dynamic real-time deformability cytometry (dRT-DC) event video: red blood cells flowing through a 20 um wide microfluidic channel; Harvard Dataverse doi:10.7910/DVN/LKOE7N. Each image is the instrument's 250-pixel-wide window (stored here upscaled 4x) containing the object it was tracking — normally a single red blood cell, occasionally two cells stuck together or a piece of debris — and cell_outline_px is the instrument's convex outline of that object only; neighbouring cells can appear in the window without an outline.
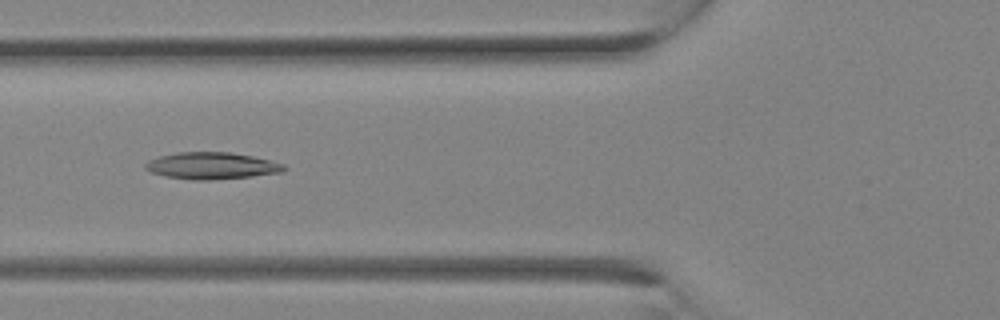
{"species": "Egyptian fruit bat (a non-hibernating species)", "species_latin": "Rousettus aegyptiacus", "temperature_condition": "room temperature", "stored_images_in_passage": 8, "camera_frame_rate_fps": 3000, "um_per_image_px": 0.085, "animal": {"sex": "female"}, "frame": {"image": 1, "passage_image": 5, "time_ms": 1.333, "image_size_px": [1000, 320], "cell_outline_px": [[288, 168], [284, 172], [252, 176], [208, 180], [192, 180], [164, 176], [152, 172], [144, 168], [144, 164], [148, 160], [160, 156], [176, 152], [228, 152], [252, 156], [284, 164]], "centroid_in_image_um": [17.98, 14.09], "position_along_channel_um": 107.8, "area_um2": 21.68}}
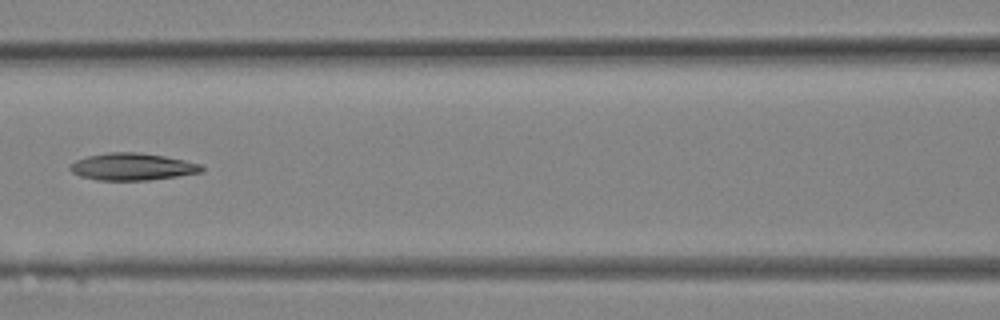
{"frame": {"image": 2, "passage_image": 7, "time_ms": 2.0, "image_size_px": [1000, 320], "cell_outline_px": [[204, 172], [148, 180], [96, 180], [80, 176], [72, 172], [68, 168], [76, 160], [88, 156], [108, 152], [136, 152], [164, 156], [184, 160], [200, 164], [204, 168]], "centroid_in_image_um": [11.25, 14.17], "position_along_channel_um": 155.4, "area_um2": 20.69}}